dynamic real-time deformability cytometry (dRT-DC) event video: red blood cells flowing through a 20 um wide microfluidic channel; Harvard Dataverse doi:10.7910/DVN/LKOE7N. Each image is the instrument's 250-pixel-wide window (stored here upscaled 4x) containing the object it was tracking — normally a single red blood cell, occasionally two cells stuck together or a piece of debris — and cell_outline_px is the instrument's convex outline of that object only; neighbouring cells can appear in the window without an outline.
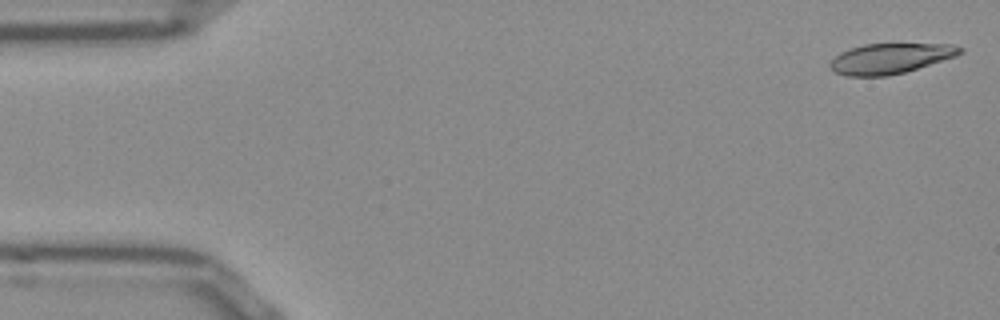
{"species": "Egyptian fruit bat (a non-hibernating species)", "species_latin": "Rousettus aegyptiacus", "temperature_condition": "room temperature", "stored_images_in_passage": 50, "camera_frame_rate_fps": 3000, "um_per_image_px": 0.085, "frame": {"image": 1, "passage_image": 1, "time_ms": 0.0, "image_size_px": [1000, 320], "cell_outline_px": [[964, 52], [956, 56], [904, 72], [888, 76], [848, 76], [832, 72], [828, 68], [828, 64], [840, 52], [864, 44], [952, 44], [964, 48]], "centroid_in_image_um": [75.65, 4.97], "position_along_channel_um": 9.4, "area_um2": 22.95}}
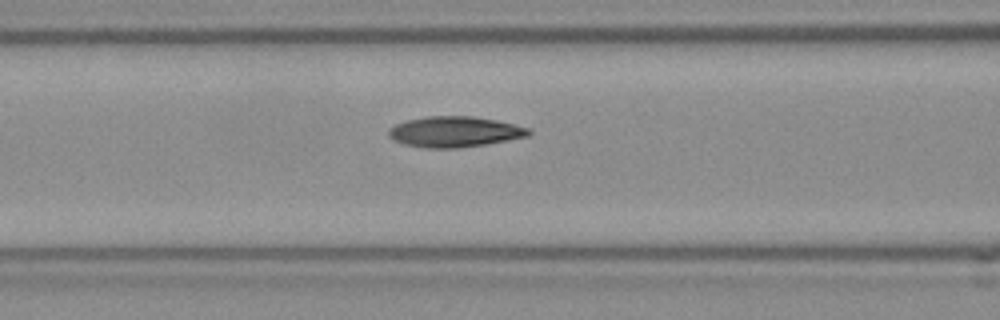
{"frame": {"image": 2, "passage_image": 20, "time_ms": 6.333, "image_size_px": [1000, 320], "cell_outline_px": [[532, 132], [528, 136], [508, 140], [484, 144], [456, 148], [428, 148], [408, 144], [396, 140], [388, 136], [388, 128], [396, 124], [408, 120], [424, 116], [472, 116], [496, 120], [528, 128]], "centroid_in_image_um": [38.64, 11.19], "position_along_channel_um": 128.0, "area_um2": 24.68}}
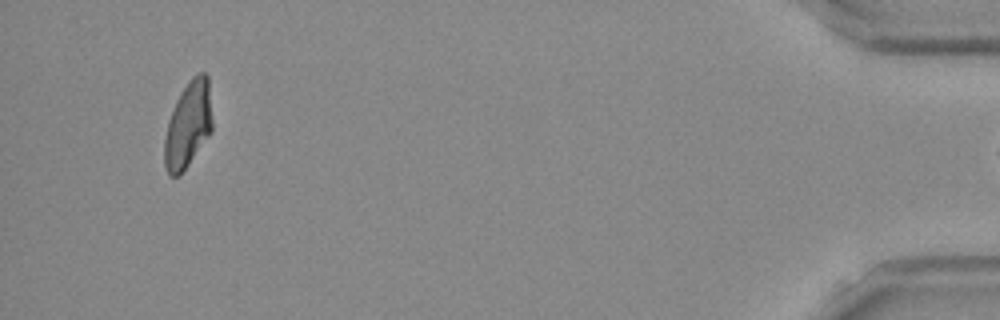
{"frame": {"image": 3, "passage_image": 49, "time_ms": 16.0, "image_size_px": [1000, 320], "cell_outline_px": [[212, 132], [188, 164], [176, 176], [168, 176], [164, 168], [164, 140], [168, 120], [176, 100], [180, 92], [192, 76], [200, 72], [204, 72], [208, 76], [212, 120]], "centroid_in_image_um": [15.98, 10.58], "position_along_channel_um": 419.2, "area_um2": 24.04}}